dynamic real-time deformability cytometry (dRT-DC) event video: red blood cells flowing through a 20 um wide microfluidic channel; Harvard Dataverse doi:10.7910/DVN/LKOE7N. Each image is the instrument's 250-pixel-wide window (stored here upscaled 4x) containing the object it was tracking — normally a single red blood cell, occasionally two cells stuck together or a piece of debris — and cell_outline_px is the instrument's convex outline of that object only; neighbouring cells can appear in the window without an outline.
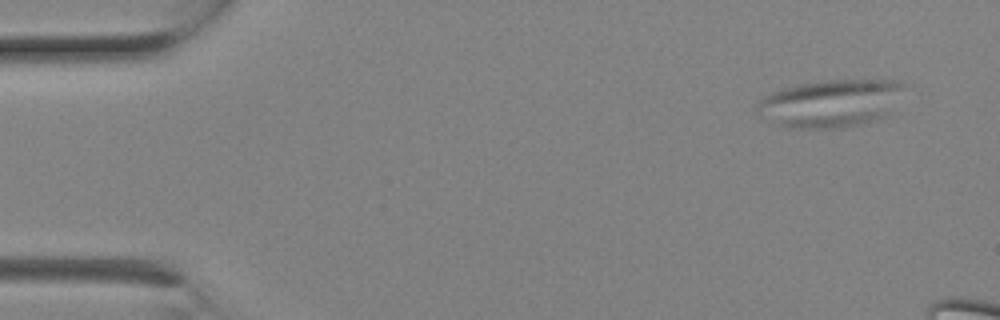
{"species": "Egyptian fruit bat (a non-hibernating species)", "species_latin": "Rousettus aegyptiacus", "temperature_condition": "room temperature", "stored_images_in_passage": 4, "camera_frame_rate_fps": 3000, "um_per_image_px": 0.085, "animal": {"sex": "female"}, "frame": {"image": 1, "passage_image": 1, "time_ms": 0.0, "image_size_px": [1000, 320], "cell_outline_px": [[904, 84], [888, 116], [864, 124], [844, 128], [788, 128], [760, 116], [752, 108], [756, 100], [780, 88], [800, 84], [824, 80], [900, 80]], "centroid_in_image_um": [70.53, 8.79], "position_along_channel_um": 14.5, "area_um2": 41.27}}